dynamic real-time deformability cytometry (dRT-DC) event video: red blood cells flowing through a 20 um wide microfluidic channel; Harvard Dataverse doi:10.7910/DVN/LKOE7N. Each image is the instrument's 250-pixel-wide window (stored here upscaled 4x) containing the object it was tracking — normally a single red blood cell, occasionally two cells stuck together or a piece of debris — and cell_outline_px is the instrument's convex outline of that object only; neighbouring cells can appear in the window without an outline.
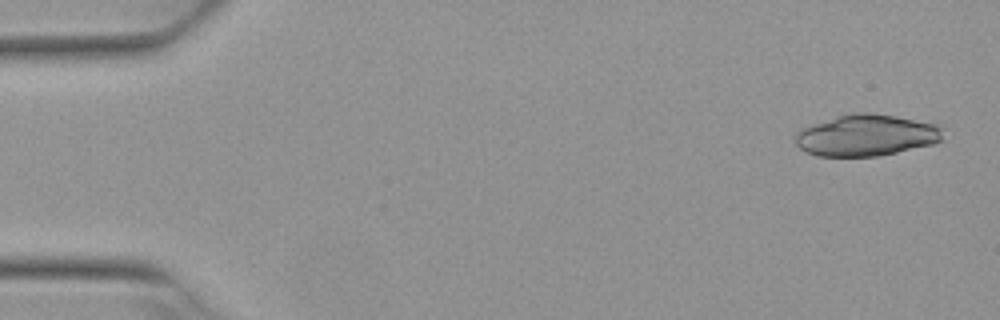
{"species": "Egyptian fruit bat (a non-hibernating species)", "species_latin": "Rousettus aegyptiacus", "temperature_condition": "warm", "stored_images_in_passage": 5, "camera_frame_rate_fps": 3000, "um_per_image_px": 0.085, "animal": {"sex": "female"}, "frame": {"image": 1, "passage_image": 1, "time_ms": 0.0, "image_size_px": [1000, 320], "cell_outline_px": [[944, 140], [936, 144], [880, 156], [816, 156], [804, 152], [796, 144], [796, 132], [804, 128], [836, 116], [856, 112], [868, 112], [896, 116], [936, 124], [940, 128]], "centroid_in_image_um": [73.67, 11.51], "position_along_channel_um": 11.3, "area_um2": 35.78}}